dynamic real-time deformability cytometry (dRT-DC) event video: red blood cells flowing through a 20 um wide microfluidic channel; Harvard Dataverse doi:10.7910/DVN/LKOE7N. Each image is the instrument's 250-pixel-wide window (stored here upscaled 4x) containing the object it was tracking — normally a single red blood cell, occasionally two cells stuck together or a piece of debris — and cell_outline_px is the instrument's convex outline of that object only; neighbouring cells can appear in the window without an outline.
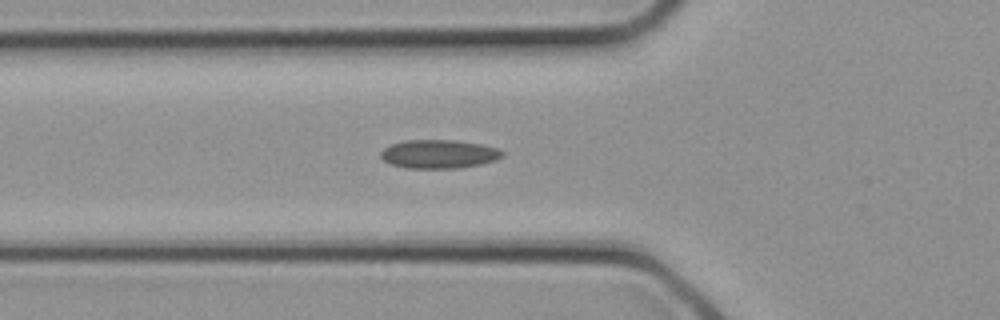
{"species": "common noctule bat (a hibernating species)", "species_latin": "Nyctalus noctula", "temperature_condition": "cold", "stored_images_in_passage": 6, "segment_of_instrument_passage": [1, 2], "camera_frame_rate_fps": 3000, "um_per_image_px": 0.085, "animal": {"sex": "female", "body_mass_g": 21.9}, "frame": {"image": 1, "passage_image": 5, "time_ms": 1.333, "image_size_px": [1000, 320], "cell_outline_px": [[504, 156], [496, 160], [480, 164], [456, 168], [408, 168], [388, 164], [380, 156], [380, 152], [384, 148], [392, 144], [404, 140], [456, 140], [484, 144], [496, 148], [504, 152]], "centroid_in_image_um": [37.3, 13.09], "position_along_channel_um": 88.5, "area_um2": 20.4}}